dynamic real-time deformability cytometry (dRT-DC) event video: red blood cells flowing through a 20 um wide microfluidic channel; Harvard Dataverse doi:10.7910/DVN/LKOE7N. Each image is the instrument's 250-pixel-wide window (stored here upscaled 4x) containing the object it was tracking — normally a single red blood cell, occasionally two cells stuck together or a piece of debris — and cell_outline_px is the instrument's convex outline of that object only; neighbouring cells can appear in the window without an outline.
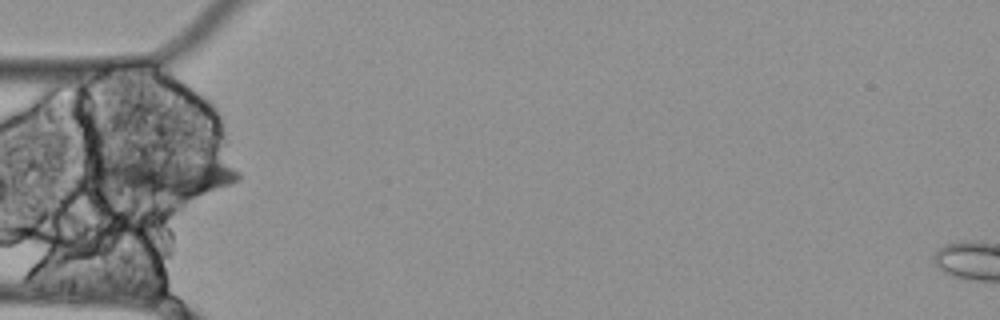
{"species": "Egyptian fruit bat (a non-hibernating species)", "species_latin": "Rousettus aegyptiacus", "temperature_condition": "cold", "stored_images_in_passage": 4, "camera_frame_rate_fps": 3000, "um_per_image_px": 0.085, "animal": {"sex": "female"}, "frame": {"image": 1, "passage_image": 4, "time_ms": 1.0, "image_size_px": [1000, 320], "cell_outline_px": [[240, 180], [232, 184], [192, 196], [176, 200], [104, 192], [96, 168], [96, 164], [108, 156], [224, 164], [240, 172]], "centroid_in_image_um": [13.83, 15.07], "position_along_channel_um": 71.2, "area_um2": 33.29}}